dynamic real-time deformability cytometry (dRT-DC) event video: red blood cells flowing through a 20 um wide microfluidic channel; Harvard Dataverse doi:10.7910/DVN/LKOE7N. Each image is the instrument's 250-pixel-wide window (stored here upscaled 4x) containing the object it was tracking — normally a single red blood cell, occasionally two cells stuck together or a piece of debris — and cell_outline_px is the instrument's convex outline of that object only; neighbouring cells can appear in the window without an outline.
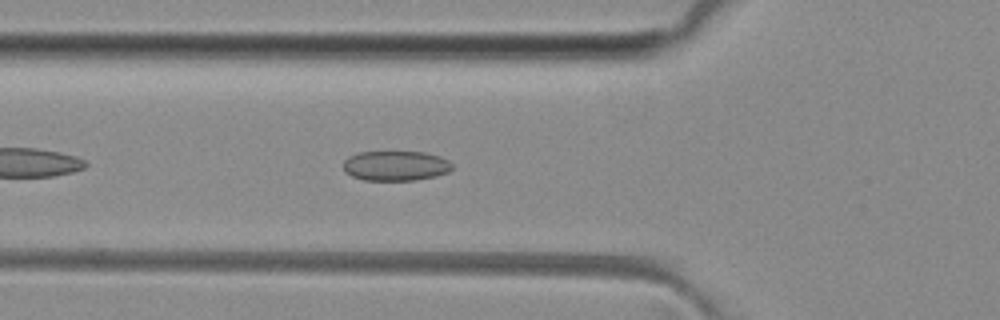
{"species": "common noctule bat (a hibernating species)", "species_latin": "Nyctalus noctula", "temperature_condition": "room temperature", "stored_images_in_passage": 28, "camera_frame_rate_fps": 3000, "um_per_image_px": 0.085, "animal": {"sex": "female", "body_mass_g": 29.2, "forearm_length_mm": 56.3}, "frame": {"image": 1, "passage_image": 6, "time_ms": 1.667, "image_size_px": [1000, 320], "cell_outline_px": [[452, 168], [448, 172], [436, 176], [412, 180], [364, 180], [352, 176], [344, 172], [344, 160], [348, 156], [356, 152], [424, 152], [440, 156], [448, 160], [452, 164]], "centroid_in_image_um": [33.61, 14.08], "position_along_channel_um": 92.2, "area_um2": 19.02}}
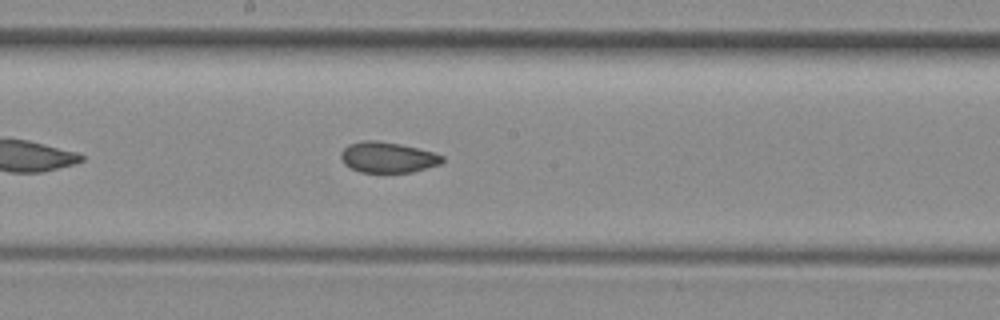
{"frame": {"image": 2, "passage_image": 15, "time_ms": 4.667, "image_size_px": [1000, 320], "cell_outline_px": [[444, 160], [440, 164], [412, 172], [360, 172], [344, 164], [340, 156], [340, 152], [348, 144], [364, 140], [376, 140], [400, 144], [436, 152], [444, 156]], "centroid_in_image_um": [32.96, 13.36], "position_along_channel_um": 215.2, "area_um2": 18.21}}
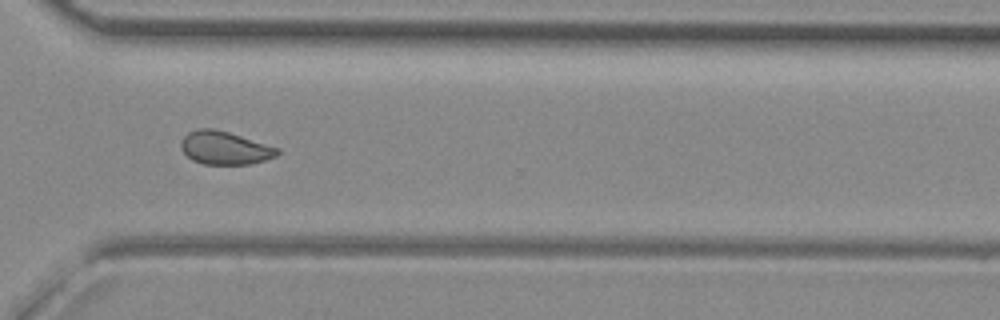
{"frame": {"image": 3, "passage_image": 25, "time_ms": 8.0, "image_size_px": [1000, 320], "cell_outline_px": [[280, 152], [276, 156], [264, 160], [248, 164], [204, 164], [192, 160], [180, 148], [180, 140], [188, 132], [200, 128], [212, 128], [228, 132], [280, 148]], "centroid_in_image_um": [19.09, 12.57], "position_along_channel_um": 351.5, "area_um2": 18.55}, "authors_computed_cell_mechanics": {"area_um2": 18.7561, "velocity_mm_per_s": 4.0905, "shape_relaxation_time_tau1_ms": null, "shape_relaxation_time_tau2_ms": 1.4587, "deformation_change_tau1": null, "deformation_change_tau2": 0.0543}}